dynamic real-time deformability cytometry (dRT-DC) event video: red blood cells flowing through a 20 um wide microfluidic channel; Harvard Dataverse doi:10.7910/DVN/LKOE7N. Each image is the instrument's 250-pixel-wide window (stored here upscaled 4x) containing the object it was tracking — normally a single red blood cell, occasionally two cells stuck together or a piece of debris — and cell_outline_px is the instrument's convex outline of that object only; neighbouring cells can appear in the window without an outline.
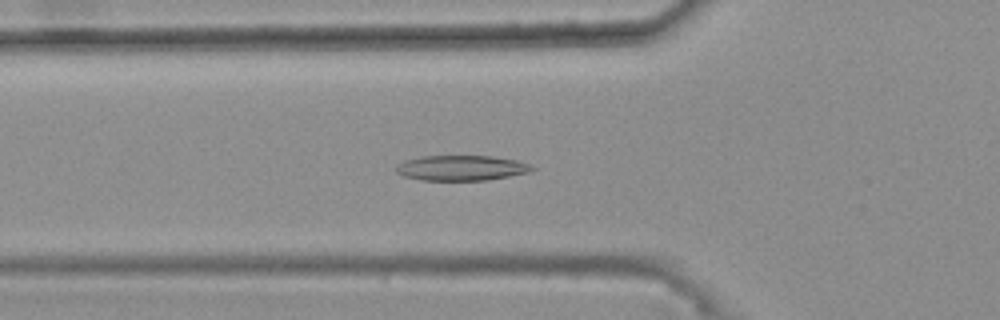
{"species": "common noctule bat (a hibernating species)", "species_latin": "Nyctalus noctula", "temperature_condition": "warm", "stored_images_in_passage": 41, "camera_frame_rate_fps": 3000, "um_per_image_px": 0.085, "animal": {"sex": "female", "body_mass_g": 25.1}, "frame": {"image": 1, "passage_image": 13, "time_ms": 4.0, "image_size_px": [1000, 320], "cell_outline_px": [[536, 168], [528, 172], [488, 180], [420, 180], [404, 176], [396, 172], [396, 164], [404, 160], [420, 156], [492, 156], [516, 160], [532, 164]], "centroid_in_image_um": [39.2, 14.27], "position_along_channel_um": 86.6, "area_um2": 20.06}}
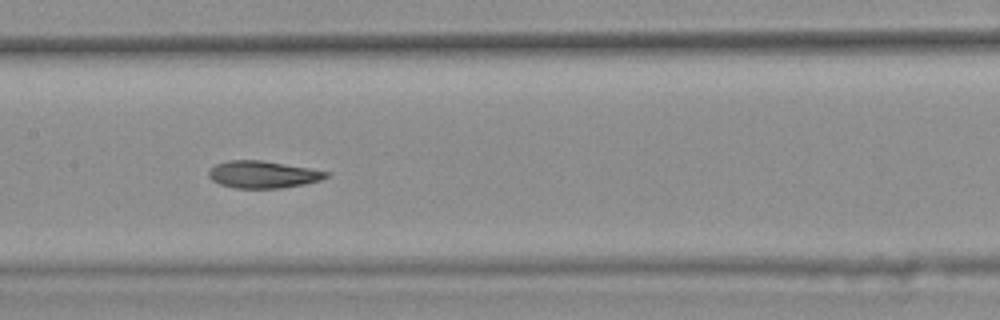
{"frame": {"image": 2, "passage_image": 21, "time_ms": 6.667, "image_size_px": [1000, 320], "cell_outline_px": [[332, 172], [328, 176], [320, 180], [304, 184], [280, 188], [236, 188], [220, 184], [212, 180], [208, 176], [208, 172], [216, 164], [228, 160], [264, 160], [312, 168]], "centroid_in_image_um": [22.39, 14.82], "position_along_channel_um": 185.0, "area_um2": 18.73}}
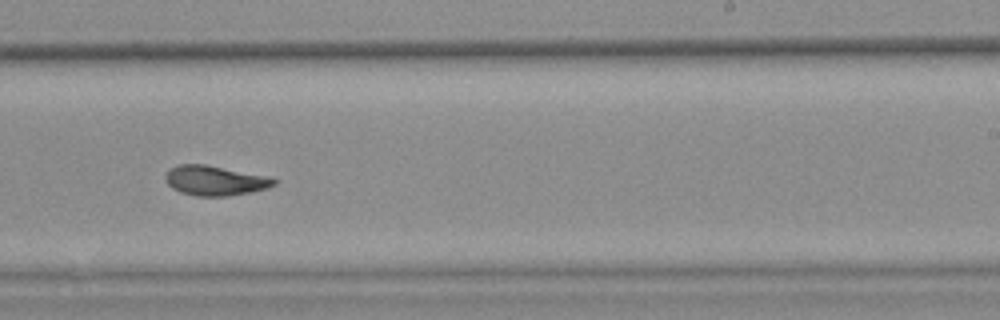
{"frame": {"image": 3, "passage_image": 28, "time_ms": 9.0, "image_size_px": [1000, 320], "cell_outline_px": [[276, 184], [268, 188], [228, 196], [196, 196], [180, 192], [172, 188], [164, 180], [164, 176], [176, 164], [204, 164], [264, 176], [276, 180]], "centroid_in_image_um": [18.21, 15.35], "position_along_channel_um": 270.8, "area_um2": 18.55}, "authors_computed_cell_mechanics": {"area_um2": 19.074, "velocity_mm_per_s": 3.6841, "shape_relaxation_time_tau1_ms": null, "shape_relaxation_time_tau2_ms": 2.5677, "deformation_change_tau1": null, "deformation_change_tau2": 0.0856}}